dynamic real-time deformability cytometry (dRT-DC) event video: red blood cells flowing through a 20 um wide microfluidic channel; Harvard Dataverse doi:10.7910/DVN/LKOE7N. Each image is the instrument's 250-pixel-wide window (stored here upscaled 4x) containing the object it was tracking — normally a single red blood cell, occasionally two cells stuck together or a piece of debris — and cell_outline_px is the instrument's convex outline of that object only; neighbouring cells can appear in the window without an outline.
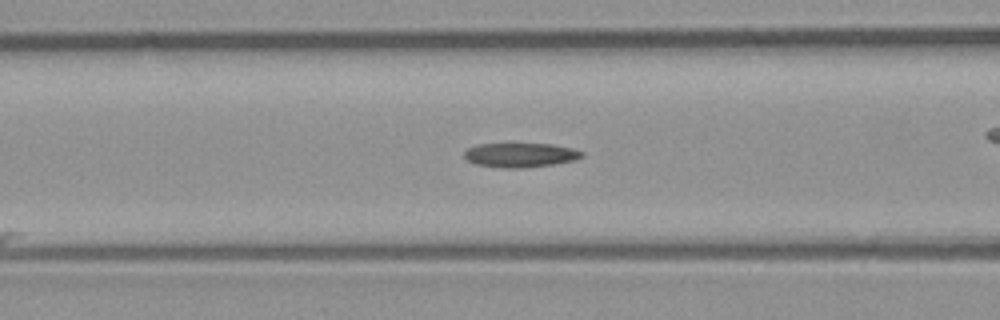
{"species": "common noctule bat (a hibernating species)", "species_latin": "Nyctalus noctula", "temperature_condition": "room temperature", "stored_images_in_passage": 32, "camera_frame_rate_fps": 3000, "um_per_image_px": 0.085, "animal": {"sex": "male", "body_mass_g": 23.1, "forearm_length_mm": 52.7}, "frame": {"image": 1, "passage_image": 13, "time_ms": 4.0, "image_size_px": [1000, 320], "cell_outline_px": [[584, 156], [576, 160], [552, 164], [524, 168], [500, 168], [476, 164], [468, 160], [464, 156], [464, 152], [468, 148], [476, 144], [552, 144], [572, 148], [584, 152]], "centroid_in_image_um": [44.24, 13.18], "position_along_channel_um": 122.4, "area_um2": 16.7}}